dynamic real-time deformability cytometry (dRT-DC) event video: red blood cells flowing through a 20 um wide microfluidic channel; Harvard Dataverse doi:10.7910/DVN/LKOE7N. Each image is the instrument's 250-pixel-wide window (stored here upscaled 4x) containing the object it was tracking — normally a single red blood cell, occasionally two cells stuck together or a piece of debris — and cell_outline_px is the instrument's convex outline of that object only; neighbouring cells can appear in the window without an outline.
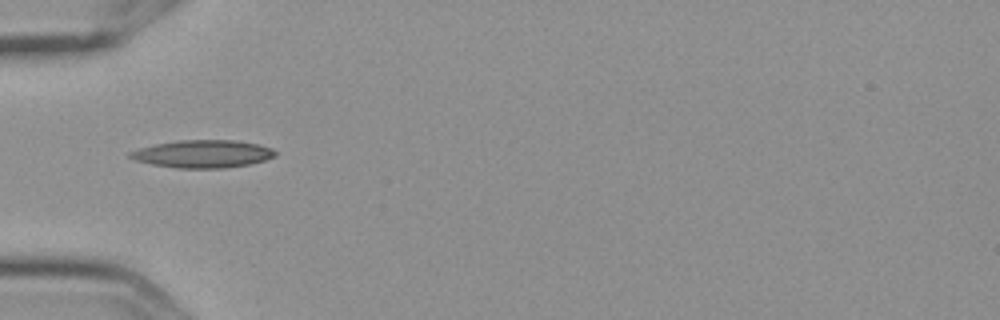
{"species": "Egyptian fruit bat (a non-hibernating species)", "species_latin": "Rousettus aegyptiacus", "temperature_condition": "cold", "stored_images_in_passage": 8, "camera_frame_rate_fps": 3000, "um_per_image_px": 0.085, "frame": {"image": 1, "passage_image": 4, "time_ms": 1.0, "image_size_px": [1000, 320], "cell_outline_px": [[276, 156], [264, 160], [248, 164], [224, 168], [176, 168], [152, 164], [136, 160], [128, 156], [128, 152], [140, 148], [156, 144], [176, 140], [236, 140], [260, 144], [272, 148], [276, 152]], "centroid_in_image_um": [17.25, 13.07], "position_along_channel_um": 67.7, "area_um2": 23.41}}
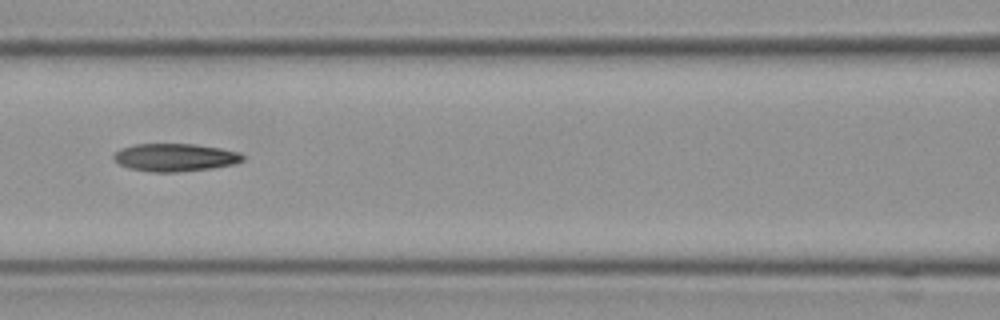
{"frame": {"image": 2, "passage_image": 6, "time_ms": 1.667, "image_size_px": [1000, 320], "cell_outline_px": [[244, 160], [232, 164], [212, 168], [176, 172], [156, 172], [128, 168], [120, 164], [112, 156], [120, 148], [136, 144], [196, 144], [220, 148], [240, 152], [244, 156]], "centroid_in_image_um": [14.89, 13.37], "position_along_channel_um": 151.7, "area_um2": 20.81}}
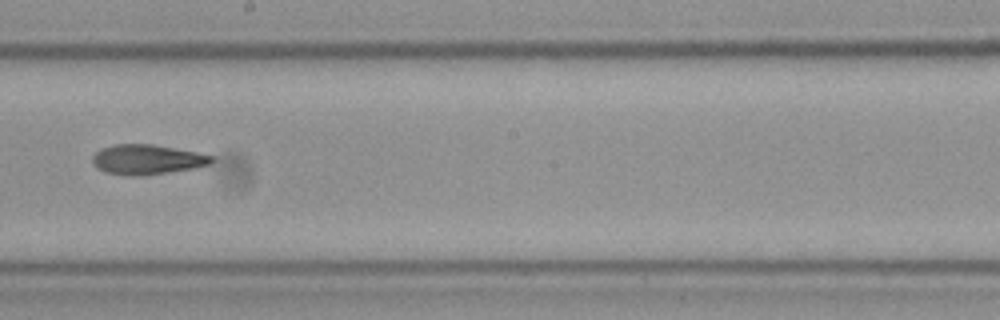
{"frame": {"image": 3, "passage_image": 8, "time_ms": 2.333, "image_size_px": [1000, 320], "cell_outline_px": [[212, 160], [208, 164], [196, 168], [140, 176], [128, 176], [104, 172], [96, 168], [92, 160], [92, 156], [100, 148], [116, 144], [152, 144], [196, 152], [212, 156]], "centroid_in_image_um": [12.44, 13.56], "position_along_channel_um": 235.8, "area_um2": 20.69}}